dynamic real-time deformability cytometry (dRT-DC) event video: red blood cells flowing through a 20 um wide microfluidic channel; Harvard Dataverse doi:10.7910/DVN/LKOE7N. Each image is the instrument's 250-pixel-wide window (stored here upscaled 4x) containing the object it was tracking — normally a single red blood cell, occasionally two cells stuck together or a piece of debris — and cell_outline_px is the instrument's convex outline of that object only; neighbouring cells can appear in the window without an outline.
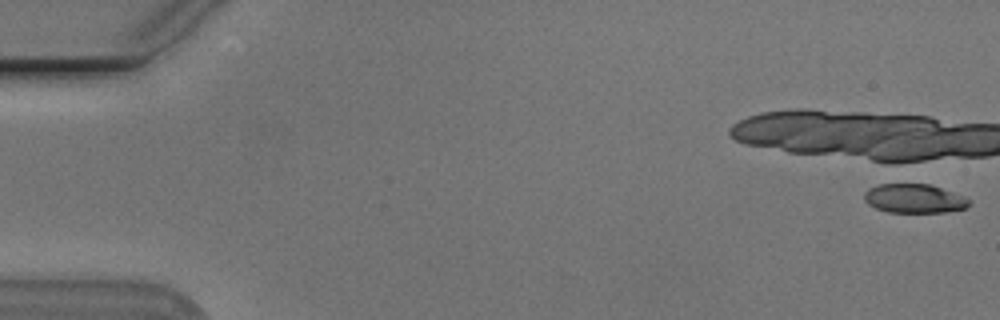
{"species": "Egyptian fruit bat (a non-hibernating species)", "species_latin": "Rousettus aegyptiacus", "temperature_condition": "cold", "stored_images_in_passage": 1, "camera_frame_rate_fps": 3000, "um_per_image_px": 0.085, "animal": {"sex": "male"}, "frame": {"image": 1, "passage_image": 1, "time_ms": 0.0, "image_size_px": [1000, 320], "cell_outline_px": [[972, 200], [964, 208], [944, 212], [888, 212], [876, 208], [868, 204], [864, 200], [864, 192], [868, 188], [892, 180], [896, 180], [928, 184], [964, 196]], "centroid_in_image_um": [77.63, 16.82], "position_along_channel_um": 7.4, "area_um2": 18.32}}